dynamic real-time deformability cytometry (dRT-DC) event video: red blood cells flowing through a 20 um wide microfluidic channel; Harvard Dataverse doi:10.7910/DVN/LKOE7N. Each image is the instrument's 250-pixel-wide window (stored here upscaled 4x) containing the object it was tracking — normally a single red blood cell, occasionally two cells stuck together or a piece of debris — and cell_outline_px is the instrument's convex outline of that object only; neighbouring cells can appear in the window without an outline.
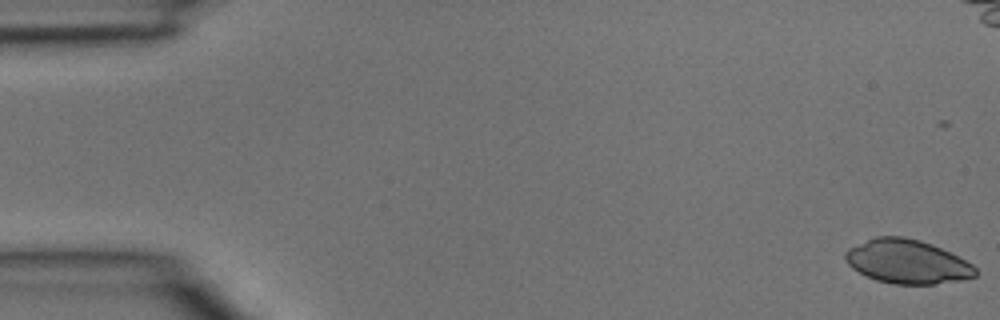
{"species": "common noctule bat (a hibernating species)", "species_latin": "Nyctalus noctula", "temperature_condition": "room temperature", "stored_images_in_passage": 6, "camera_frame_rate_fps": 3000, "um_per_image_px": 0.085, "animal": {"sex": "male", "body_mass_g": 15.6}, "frame": {"image": 1, "passage_image": 1, "time_ms": 0.0, "image_size_px": [1000, 320], "cell_outline_px": [[976, 276], [960, 280], [936, 284], [896, 284], [876, 280], [852, 268], [844, 260], [844, 252], [848, 248], [876, 236], [904, 236], [920, 240], [932, 244], [972, 264], [976, 268]], "centroid_in_image_um": [77.08, 22.23], "position_along_channel_um": 7.9, "area_um2": 33.12}}